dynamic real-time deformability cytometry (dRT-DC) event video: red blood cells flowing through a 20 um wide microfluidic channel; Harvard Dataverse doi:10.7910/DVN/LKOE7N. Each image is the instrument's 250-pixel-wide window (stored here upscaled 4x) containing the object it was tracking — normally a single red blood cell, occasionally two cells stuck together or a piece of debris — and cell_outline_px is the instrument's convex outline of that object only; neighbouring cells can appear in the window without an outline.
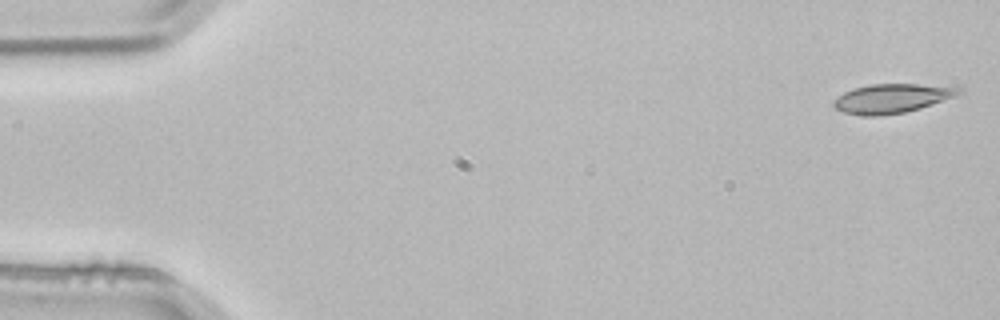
{"species": "common noctule bat (a hibernating species)", "species_latin": "Nyctalus noctula", "temperature_condition": "room temperature", "stored_images_in_passage": 52, "camera_frame_rate_fps": 3000, "um_per_image_px": 0.085, "animal": {"sex": "male", "body_mass_g": 21.5, "forearm_length_mm": 52.0}, "frame": {"image": 1, "passage_image": 1, "time_ms": 0.0, "image_size_px": [1000, 320], "cell_outline_px": [[964, 92], [920, 108], [904, 112], [876, 116], [868, 116], [844, 112], [836, 108], [832, 104], [832, 100], [844, 92], [852, 88], [872, 84], [916, 84], [960, 88]], "centroid_in_image_um": [75.74, 8.36], "position_along_channel_um": 9.3, "area_um2": 20.87}}
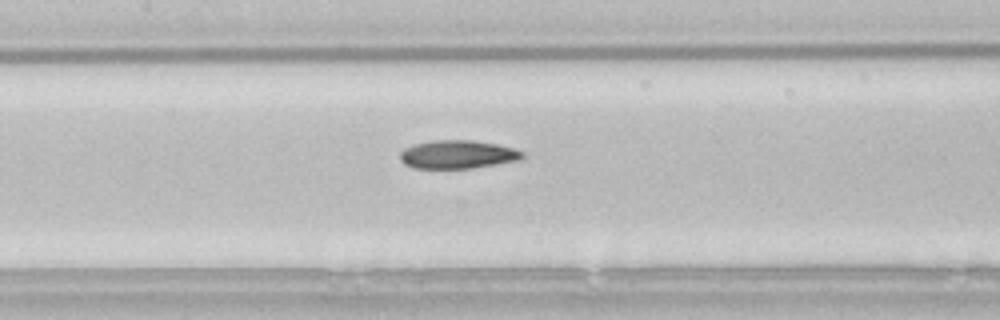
{"frame": {"image": 2, "passage_image": 24, "time_ms": 7.667, "image_size_px": [1000, 320], "cell_outline_px": [[524, 156], [516, 160], [472, 168], [412, 168], [404, 164], [400, 160], [400, 152], [404, 148], [412, 144], [432, 140], [476, 140], [500, 144], [516, 148], [524, 152]], "centroid_in_image_um": [38.88, 13.11], "position_along_channel_um": 168.5, "area_um2": 20.4}}
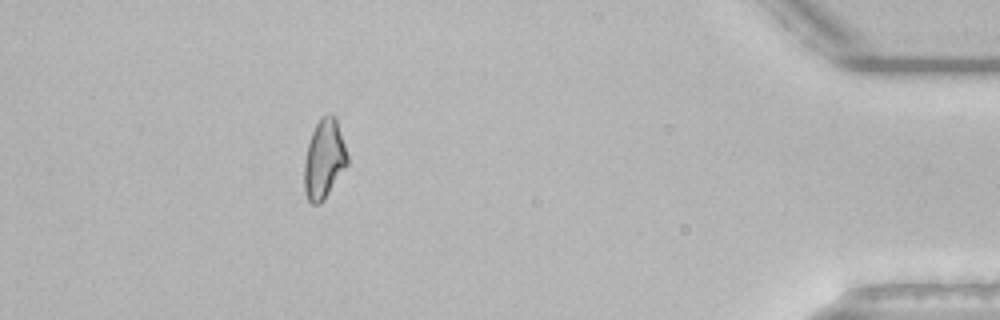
{"frame": {"image": 3, "passage_image": 47, "time_ms": 15.333, "image_size_px": [1000, 320], "cell_outline_px": [[348, 164], [324, 200], [320, 204], [312, 204], [308, 200], [304, 192], [304, 160], [308, 144], [312, 132], [320, 116], [328, 112], [332, 112], [336, 116], [348, 156]], "centroid_in_image_um": [27.55, 13.49], "position_along_channel_um": 407.7, "area_um2": 20.23}}